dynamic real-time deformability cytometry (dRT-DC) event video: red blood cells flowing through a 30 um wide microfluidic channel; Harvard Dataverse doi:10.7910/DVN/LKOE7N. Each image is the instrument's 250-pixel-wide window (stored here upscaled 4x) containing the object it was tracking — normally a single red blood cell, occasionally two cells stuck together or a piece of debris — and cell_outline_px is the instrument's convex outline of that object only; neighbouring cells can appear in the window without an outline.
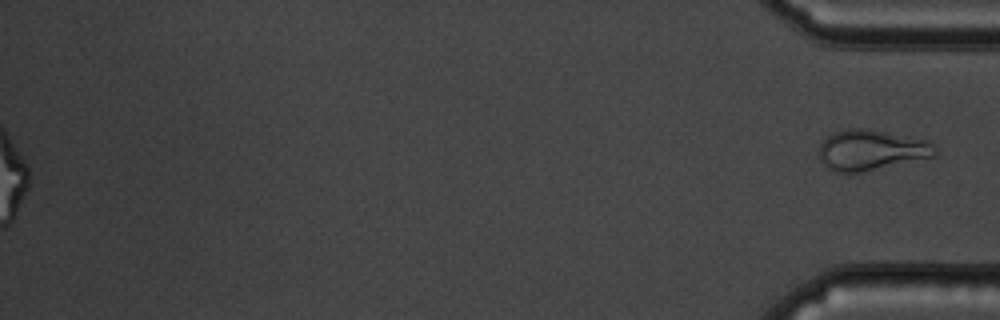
{"species": "common noctule bat (a hibernating species)", "species_latin": "Nyctalus noctula", "temperature_condition": "cold", "stored_images_in_passage": 53, "segment_of_instrument_passage": [2, 2], "camera_frame_rate_fps": 3000, "um_per_image_px": 0.085, "animal": {"sex": "male", "body_mass_g": 19.5, "forearm_length_mm": 54.6}, "frame": {"image": 1, "passage_image": 53, "time_ms": 17.333, "image_size_px": [1000, 320], "cell_outline_px": [[936, 156], [860, 172], [840, 172], [828, 168], [820, 160], [820, 144], [832, 132], [848, 128], [860, 128], [884, 132], [928, 140], [936, 148]], "centroid_in_image_um": [74.05, 12.75], "position_along_channel_um": 361.2, "area_um2": 26.93}}